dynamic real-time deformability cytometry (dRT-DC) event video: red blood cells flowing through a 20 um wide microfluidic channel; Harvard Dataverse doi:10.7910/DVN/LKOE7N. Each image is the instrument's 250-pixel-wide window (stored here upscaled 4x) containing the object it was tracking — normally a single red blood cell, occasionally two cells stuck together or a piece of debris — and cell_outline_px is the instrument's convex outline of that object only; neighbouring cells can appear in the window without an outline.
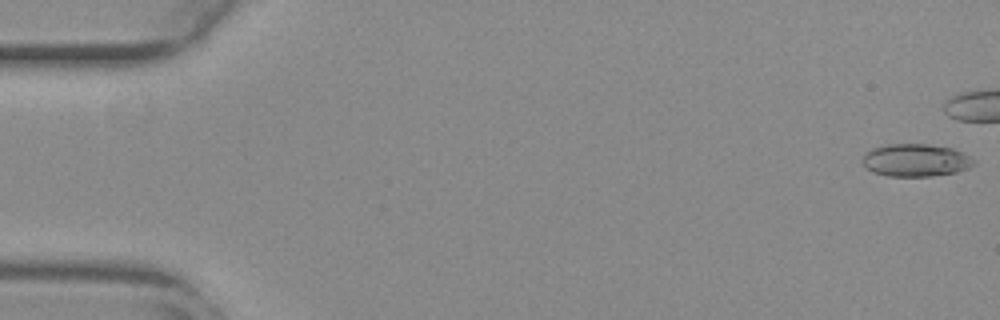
{"species": "common noctule bat (a hibernating species)", "species_latin": "Nyctalus noctula", "temperature_condition": "warm", "stored_images_in_passage": 43, "camera_frame_rate_fps": 3000, "um_per_image_px": 0.085, "animal": {"sex": "female", "body_mass_g": 29.2, "forearm_length_mm": 56.3}, "frame": {"image": 1, "passage_image": 1, "time_ms": 0.0, "image_size_px": [1000, 320], "cell_outline_px": [[976, 164], [968, 168], [956, 172], [932, 176], [888, 176], [872, 172], [864, 164], [864, 156], [872, 148], [888, 144], [928, 144], [952, 148], [976, 160]], "centroid_in_image_um": [77.87, 13.62], "position_along_channel_um": 7.1, "area_um2": 20.98}}
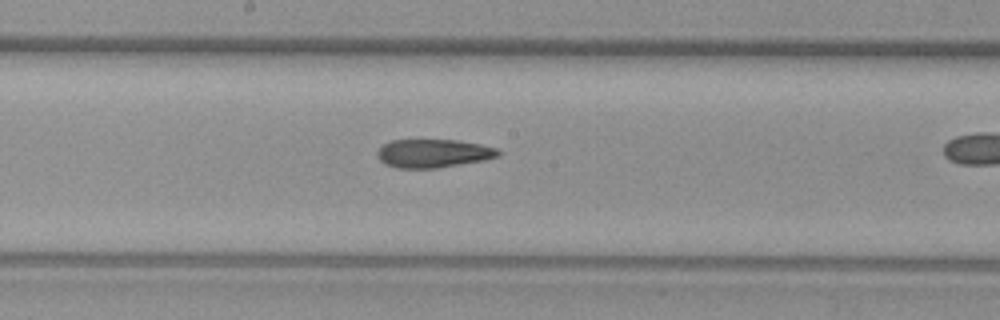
{"frame": {"image": 2, "passage_image": 29, "time_ms": 9.333, "image_size_px": [1000, 320], "cell_outline_px": [[500, 156], [484, 160], [436, 168], [396, 168], [384, 164], [376, 156], [376, 152], [384, 144], [392, 140], [456, 140], [480, 144], [496, 148], [500, 152]], "centroid_in_image_um": [36.8, 13.04], "position_along_channel_um": 211.4, "area_um2": 20.0}}
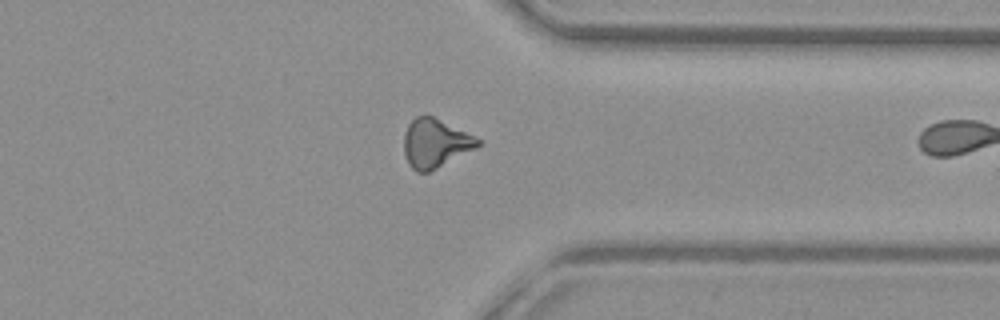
{"frame": {"image": 3, "passage_image": 42, "time_ms": 13.667, "image_size_px": [1000, 320], "cell_outline_px": [[480, 144], [476, 148], [428, 172], [416, 172], [408, 164], [404, 152], [404, 132], [408, 124], [416, 116], [432, 116], [480, 140]], "centroid_in_image_um": [36.94, 12.19], "position_along_channel_um": 374.5, "area_um2": 20.46}}